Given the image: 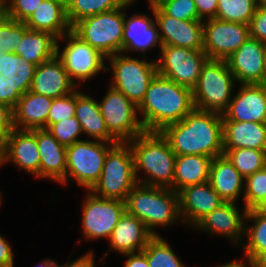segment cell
Returning <instances> with one entry per match:
<instances>
[{
  "label": "cell",
  "instance_id": "6da1fadb",
  "mask_svg": "<svg viewBox=\"0 0 266 267\" xmlns=\"http://www.w3.org/2000/svg\"><path fill=\"white\" fill-rule=\"evenodd\" d=\"M222 120V114L194 108L181 121L165 126L160 132L176 155L214 158L224 155Z\"/></svg>",
  "mask_w": 266,
  "mask_h": 267
},
{
  "label": "cell",
  "instance_id": "7a4b0ae2",
  "mask_svg": "<svg viewBox=\"0 0 266 267\" xmlns=\"http://www.w3.org/2000/svg\"><path fill=\"white\" fill-rule=\"evenodd\" d=\"M194 108L191 88L157 74L138 106V114L145 131H161L181 121Z\"/></svg>",
  "mask_w": 266,
  "mask_h": 267
},
{
  "label": "cell",
  "instance_id": "3957f363",
  "mask_svg": "<svg viewBox=\"0 0 266 267\" xmlns=\"http://www.w3.org/2000/svg\"><path fill=\"white\" fill-rule=\"evenodd\" d=\"M138 184L171 188L176 154L160 131H144L129 140ZM145 175L140 177L139 172ZM143 178V179H142Z\"/></svg>",
  "mask_w": 266,
  "mask_h": 267
},
{
  "label": "cell",
  "instance_id": "277c9868",
  "mask_svg": "<svg viewBox=\"0 0 266 267\" xmlns=\"http://www.w3.org/2000/svg\"><path fill=\"white\" fill-rule=\"evenodd\" d=\"M126 211L141 220L153 236H160L155 227L182 223L179 195L171 188L136 184L127 195Z\"/></svg>",
  "mask_w": 266,
  "mask_h": 267
},
{
  "label": "cell",
  "instance_id": "5b68a950",
  "mask_svg": "<svg viewBox=\"0 0 266 267\" xmlns=\"http://www.w3.org/2000/svg\"><path fill=\"white\" fill-rule=\"evenodd\" d=\"M236 79L226 60L207 59L196 85L192 88L194 107L223 114L233 98Z\"/></svg>",
  "mask_w": 266,
  "mask_h": 267
},
{
  "label": "cell",
  "instance_id": "8992f818",
  "mask_svg": "<svg viewBox=\"0 0 266 267\" xmlns=\"http://www.w3.org/2000/svg\"><path fill=\"white\" fill-rule=\"evenodd\" d=\"M136 184L130 144L117 142L108 150L100 178L90 191L97 197L125 202Z\"/></svg>",
  "mask_w": 266,
  "mask_h": 267
},
{
  "label": "cell",
  "instance_id": "52a82bcc",
  "mask_svg": "<svg viewBox=\"0 0 266 267\" xmlns=\"http://www.w3.org/2000/svg\"><path fill=\"white\" fill-rule=\"evenodd\" d=\"M145 59V55L141 60L124 53L107 57L110 68L107 66L106 71L113 75L110 86L122 92L137 107L143 101L150 82L158 74L156 59Z\"/></svg>",
  "mask_w": 266,
  "mask_h": 267
},
{
  "label": "cell",
  "instance_id": "ba28073f",
  "mask_svg": "<svg viewBox=\"0 0 266 267\" xmlns=\"http://www.w3.org/2000/svg\"><path fill=\"white\" fill-rule=\"evenodd\" d=\"M115 143L99 140H81L67 147L66 177L61 183L69 184L73 180L90 191L98 182L106 154Z\"/></svg>",
  "mask_w": 266,
  "mask_h": 267
},
{
  "label": "cell",
  "instance_id": "9c48e42d",
  "mask_svg": "<svg viewBox=\"0 0 266 267\" xmlns=\"http://www.w3.org/2000/svg\"><path fill=\"white\" fill-rule=\"evenodd\" d=\"M124 22L125 6L82 19L72 31L107 58L122 53Z\"/></svg>",
  "mask_w": 266,
  "mask_h": 267
},
{
  "label": "cell",
  "instance_id": "30bf717a",
  "mask_svg": "<svg viewBox=\"0 0 266 267\" xmlns=\"http://www.w3.org/2000/svg\"><path fill=\"white\" fill-rule=\"evenodd\" d=\"M61 41H67L62 51L59 49V42ZM56 55L62 61L71 81L77 87L81 82L83 83L96 77L102 70L104 72L107 70V65L105 64L107 58L83 41L72 30L58 39Z\"/></svg>",
  "mask_w": 266,
  "mask_h": 267
},
{
  "label": "cell",
  "instance_id": "8fae6325",
  "mask_svg": "<svg viewBox=\"0 0 266 267\" xmlns=\"http://www.w3.org/2000/svg\"><path fill=\"white\" fill-rule=\"evenodd\" d=\"M98 103L108 132L118 142H128L145 131L137 115L138 107L122 92L109 86Z\"/></svg>",
  "mask_w": 266,
  "mask_h": 267
},
{
  "label": "cell",
  "instance_id": "7c38bea8",
  "mask_svg": "<svg viewBox=\"0 0 266 267\" xmlns=\"http://www.w3.org/2000/svg\"><path fill=\"white\" fill-rule=\"evenodd\" d=\"M159 52L161 55L156 60L158 75L192 89L208 59L204 51L162 45Z\"/></svg>",
  "mask_w": 266,
  "mask_h": 267
},
{
  "label": "cell",
  "instance_id": "4fadbf2b",
  "mask_svg": "<svg viewBox=\"0 0 266 267\" xmlns=\"http://www.w3.org/2000/svg\"><path fill=\"white\" fill-rule=\"evenodd\" d=\"M82 208V235L84 239L95 240L106 238L109 240L113 229L126 211L125 202L116 199L97 197L91 191H86Z\"/></svg>",
  "mask_w": 266,
  "mask_h": 267
},
{
  "label": "cell",
  "instance_id": "5bb4252c",
  "mask_svg": "<svg viewBox=\"0 0 266 267\" xmlns=\"http://www.w3.org/2000/svg\"><path fill=\"white\" fill-rule=\"evenodd\" d=\"M250 37L247 24L217 18L203 21V51L208 59L226 60Z\"/></svg>",
  "mask_w": 266,
  "mask_h": 267
},
{
  "label": "cell",
  "instance_id": "9a60e30c",
  "mask_svg": "<svg viewBox=\"0 0 266 267\" xmlns=\"http://www.w3.org/2000/svg\"><path fill=\"white\" fill-rule=\"evenodd\" d=\"M238 203L225 202L219 208L204 216L195 226V230L204 233L227 237L232 245L238 246L245 238V220L248 210L243 207L239 210ZM243 237V238H242ZM240 241V243H239Z\"/></svg>",
  "mask_w": 266,
  "mask_h": 267
},
{
  "label": "cell",
  "instance_id": "2e32d148",
  "mask_svg": "<svg viewBox=\"0 0 266 267\" xmlns=\"http://www.w3.org/2000/svg\"><path fill=\"white\" fill-rule=\"evenodd\" d=\"M136 0H130L125 5V22L123 29L122 53L143 52L151 50L155 47H162L159 36V27L155 22V15L152 8H149L154 16L146 13H134L130 17L126 12Z\"/></svg>",
  "mask_w": 266,
  "mask_h": 267
},
{
  "label": "cell",
  "instance_id": "e0dca14e",
  "mask_svg": "<svg viewBox=\"0 0 266 267\" xmlns=\"http://www.w3.org/2000/svg\"><path fill=\"white\" fill-rule=\"evenodd\" d=\"M13 163L18 170L39 178L40 153L37 145V129H13L6 140V147L0 156V167Z\"/></svg>",
  "mask_w": 266,
  "mask_h": 267
},
{
  "label": "cell",
  "instance_id": "ac0fdd59",
  "mask_svg": "<svg viewBox=\"0 0 266 267\" xmlns=\"http://www.w3.org/2000/svg\"><path fill=\"white\" fill-rule=\"evenodd\" d=\"M162 45L203 50V21L180 20L166 15L159 7L153 8Z\"/></svg>",
  "mask_w": 266,
  "mask_h": 267
},
{
  "label": "cell",
  "instance_id": "d6986e66",
  "mask_svg": "<svg viewBox=\"0 0 266 267\" xmlns=\"http://www.w3.org/2000/svg\"><path fill=\"white\" fill-rule=\"evenodd\" d=\"M222 121L266 123V85L239 84Z\"/></svg>",
  "mask_w": 266,
  "mask_h": 267
},
{
  "label": "cell",
  "instance_id": "ffe728a7",
  "mask_svg": "<svg viewBox=\"0 0 266 267\" xmlns=\"http://www.w3.org/2000/svg\"><path fill=\"white\" fill-rule=\"evenodd\" d=\"M264 45L262 41L249 37L226 59L237 84H263Z\"/></svg>",
  "mask_w": 266,
  "mask_h": 267
},
{
  "label": "cell",
  "instance_id": "44dd1931",
  "mask_svg": "<svg viewBox=\"0 0 266 267\" xmlns=\"http://www.w3.org/2000/svg\"><path fill=\"white\" fill-rule=\"evenodd\" d=\"M178 195L182 223L190 227H194L204 216L225 203L209 181L184 187Z\"/></svg>",
  "mask_w": 266,
  "mask_h": 267
},
{
  "label": "cell",
  "instance_id": "7402d4cb",
  "mask_svg": "<svg viewBox=\"0 0 266 267\" xmlns=\"http://www.w3.org/2000/svg\"><path fill=\"white\" fill-rule=\"evenodd\" d=\"M76 89L57 55L36 67L30 87V91L52 99L71 94Z\"/></svg>",
  "mask_w": 266,
  "mask_h": 267
},
{
  "label": "cell",
  "instance_id": "603a6c76",
  "mask_svg": "<svg viewBox=\"0 0 266 267\" xmlns=\"http://www.w3.org/2000/svg\"><path fill=\"white\" fill-rule=\"evenodd\" d=\"M152 237L141 220L125 211L109 238L110 250L121 255L142 252Z\"/></svg>",
  "mask_w": 266,
  "mask_h": 267
},
{
  "label": "cell",
  "instance_id": "cb8c5ba5",
  "mask_svg": "<svg viewBox=\"0 0 266 267\" xmlns=\"http://www.w3.org/2000/svg\"><path fill=\"white\" fill-rule=\"evenodd\" d=\"M40 153L39 178L61 184L66 177L67 147L61 145L48 129H37Z\"/></svg>",
  "mask_w": 266,
  "mask_h": 267
},
{
  "label": "cell",
  "instance_id": "d4e9b609",
  "mask_svg": "<svg viewBox=\"0 0 266 267\" xmlns=\"http://www.w3.org/2000/svg\"><path fill=\"white\" fill-rule=\"evenodd\" d=\"M53 99L32 91L23 94L13 112V127L20 130L47 129Z\"/></svg>",
  "mask_w": 266,
  "mask_h": 267
},
{
  "label": "cell",
  "instance_id": "484cf974",
  "mask_svg": "<svg viewBox=\"0 0 266 267\" xmlns=\"http://www.w3.org/2000/svg\"><path fill=\"white\" fill-rule=\"evenodd\" d=\"M223 153L251 148L266 151V123L222 121Z\"/></svg>",
  "mask_w": 266,
  "mask_h": 267
},
{
  "label": "cell",
  "instance_id": "4316f807",
  "mask_svg": "<svg viewBox=\"0 0 266 267\" xmlns=\"http://www.w3.org/2000/svg\"><path fill=\"white\" fill-rule=\"evenodd\" d=\"M25 24L30 30L49 32L58 39L72 30L67 18L65 0H43Z\"/></svg>",
  "mask_w": 266,
  "mask_h": 267
},
{
  "label": "cell",
  "instance_id": "83f0119b",
  "mask_svg": "<svg viewBox=\"0 0 266 267\" xmlns=\"http://www.w3.org/2000/svg\"><path fill=\"white\" fill-rule=\"evenodd\" d=\"M75 116L81 124L83 134L89 137L87 139L118 142L107 130L98 101L77 89L75 90Z\"/></svg>",
  "mask_w": 266,
  "mask_h": 267
},
{
  "label": "cell",
  "instance_id": "f1b7e54d",
  "mask_svg": "<svg viewBox=\"0 0 266 267\" xmlns=\"http://www.w3.org/2000/svg\"><path fill=\"white\" fill-rule=\"evenodd\" d=\"M209 183L225 202L237 203L244 194L245 178L225 155L212 158Z\"/></svg>",
  "mask_w": 266,
  "mask_h": 267
},
{
  "label": "cell",
  "instance_id": "f546056e",
  "mask_svg": "<svg viewBox=\"0 0 266 267\" xmlns=\"http://www.w3.org/2000/svg\"><path fill=\"white\" fill-rule=\"evenodd\" d=\"M212 158L205 155H176L172 190L209 181Z\"/></svg>",
  "mask_w": 266,
  "mask_h": 267
},
{
  "label": "cell",
  "instance_id": "4dcf8cb0",
  "mask_svg": "<svg viewBox=\"0 0 266 267\" xmlns=\"http://www.w3.org/2000/svg\"><path fill=\"white\" fill-rule=\"evenodd\" d=\"M57 41L58 38L49 32L28 29L13 53L38 66L56 56Z\"/></svg>",
  "mask_w": 266,
  "mask_h": 267
},
{
  "label": "cell",
  "instance_id": "1f68e13d",
  "mask_svg": "<svg viewBox=\"0 0 266 267\" xmlns=\"http://www.w3.org/2000/svg\"><path fill=\"white\" fill-rule=\"evenodd\" d=\"M252 222V225L245 224V237L247 243H241L245 257L258 261L266 256V213L250 209L247 212L246 220Z\"/></svg>",
  "mask_w": 266,
  "mask_h": 267
},
{
  "label": "cell",
  "instance_id": "d6a6232c",
  "mask_svg": "<svg viewBox=\"0 0 266 267\" xmlns=\"http://www.w3.org/2000/svg\"><path fill=\"white\" fill-rule=\"evenodd\" d=\"M36 67L13 52L0 54V74L9 78L21 95L30 90Z\"/></svg>",
  "mask_w": 266,
  "mask_h": 267
},
{
  "label": "cell",
  "instance_id": "836d02e7",
  "mask_svg": "<svg viewBox=\"0 0 266 267\" xmlns=\"http://www.w3.org/2000/svg\"><path fill=\"white\" fill-rule=\"evenodd\" d=\"M66 13L73 27L78 21L125 6L130 0H65Z\"/></svg>",
  "mask_w": 266,
  "mask_h": 267
},
{
  "label": "cell",
  "instance_id": "e575fe53",
  "mask_svg": "<svg viewBox=\"0 0 266 267\" xmlns=\"http://www.w3.org/2000/svg\"><path fill=\"white\" fill-rule=\"evenodd\" d=\"M244 177L266 167V151L251 148L230 149L224 154Z\"/></svg>",
  "mask_w": 266,
  "mask_h": 267
},
{
  "label": "cell",
  "instance_id": "d590c367",
  "mask_svg": "<svg viewBox=\"0 0 266 267\" xmlns=\"http://www.w3.org/2000/svg\"><path fill=\"white\" fill-rule=\"evenodd\" d=\"M257 8V0H218L216 18L249 25Z\"/></svg>",
  "mask_w": 266,
  "mask_h": 267
},
{
  "label": "cell",
  "instance_id": "8d00e7d4",
  "mask_svg": "<svg viewBox=\"0 0 266 267\" xmlns=\"http://www.w3.org/2000/svg\"><path fill=\"white\" fill-rule=\"evenodd\" d=\"M171 248L160 235L153 236L142 252L147 257L149 267H186Z\"/></svg>",
  "mask_w": 266,
  "mask_h": 267
},
{
  "label": "cell",
  "instance_id": "74e56055",
  "mask_svg": "<svg viewBox=\"0 0 266 267\" xmlns=\"http://www.w3.org/2000/svg\"><path fill=\"white\" fill-rule=\"evenodd\" d=\"M27 30L25 22L9 18L0 10V52H14Z\"/></svg>",
  "mask_w": 266,
  "mask_h": 267
},
{
  "label": "cell",
  "instance_id": "f35d334b",
  "mask_svg": "<svg viewBox=\"0 0 266 267\" xmlns=\"http://www.w3.org/2000/svg\"><path fill=\"white\" fill-rule=\"evenodd\" d=\"M244 207L257 208L266 198V167L245 178L243 191Z\"/></svg>",
  "mask_w": 266,
  "mask_h": 267
},
{
  "label": "cell",
  "instance_id": "ab89813d",
  "mask_svg": "<svg viewBox=\"0 0 266 267\" xmlns=\"http://www.w3.org/2000/svg\"><path fill=\"white\" fill-rule=\"evenodd\" d=\"M48 130L65 147L81 141L79 137L83 135L81 124L76 116L53 123Z\"/></svg>",
  "mask_w": 266,
  "mask_h": 267
},
{
  "label": "cell",
  "instance_id": "60d3db41",
  "mask_svg": "<svg viewBox=\"0 0 266 267\" xmlns=\"http://www.w3.org/2000/svg\"><path fill=\"white\" fill-rule=\"evenodd\" d=\"M43 0H0V10L9 18L25 22Z\"/></svg>",
  "mask_w": 266,
  "mask_h": 267
},
{
  "label": "cell",
  "instance_id": "b9f144b4",
  "mask_svg": "<svg viewBox=\"0 0 266 267\" xmlns=\"http://www.w3.org/2000/svg\"><path fill=\"white\" fill-rule=\"evenodd\" d=\"M159 8L168 16L180 20H201L194 0H167Z\"/></svg>",
  "mask_w": 266,
  "mask_h": 267
},
{
  "label": "cell",
  "instance_id": "7bdbcfd3",
  "mask_svg": "<svg viewBox=\"0 0 266 267\" xmlns=\"http://www.w3.org/2000/svg\"><path fill=\"white\" fill-rule=\"evenodd\" d=\"M75 116V91L63 97L54 98L47 118V129L59 121Z\"/></svg>",
  "mask_w": 266,
  "mask_h": 267
},
{
  "label": "cell",
  "instance_id": "ee69618b",
  "mask_svg": "<svg viewBox=\"0 0 266 267\" xmlns=\"http://www.w3.org/2000/svg\"><path fill=\"white\" fill-rule=\"evenodd\" d=\"M14 129L12 109L0 103V156L6 147L7 135Z\"/></svg>",
  "mask_w": 266,
  "mask_h": 267
},
{
  "label": "cell",
  "instance_id": "f6af8a7d",
  "mask_svg": "<svg viewBox=\"0 0 266 267\" xmlns=\"http://www.w3.org/2000/svg\"><path fill=\"white\" fill-rule=\"evenodd\" d=\"M250 27V37L266 43V8L257 7L253 15Z\"/></svg>",
  "mask_w": 266,
  "mask_h": 267
},
{
  "label": "cell",
  "instance_id": "bcb514c9",
  "mask_svg": "<svg viewBox=\"0 0 266 267\" xmlns=\"http://www.w3.org/2000/svg\"><path fill=\"white\" fill-rule=\"evenodd\" d=\"M21 96L9 78L0 74V103L6 104L13 109Z\"/></svg>",
  "mask_w": 266,
  "mask_h": 267
},
{
  "label": "cell",
  "instance_id": "7dc6e473",
  "mask_svg": "<svg viewBox=\"0 0 266 267\" xmlns=\"http://www.w3.org/2000/svg\"><path fill=\"white\" fill-rule=\"evenodd\" d=\"M194 2L202 21L216 18L218 0H194Z\"/></svg>",
  "mask_w": 266,
  "mask_h": 267
},
{
  "label": "cell",
  "instance_id": "c3c4849f",
  "mask_svg": "<svg viewBox=\"0 0 266 267\" xmlns=\"http://www.w3.org/2000/svg\"><path fill=\"white\" fill-rule=\"evenodd\" d=\"M8 241L0 234V267H14V254Z\"/></svg>",
  "mask_w": 266,
  "mask_h": 267
},
{
  "label": "cell",
  "instance_id": "681fc988",
  "mask_svg": "<svg viewBox=\"0 0 266 267\" xmlns=\"http://www.w3.org/2000/svg\"><path fill=\"white\" fill-rule=\"evenodd\" d=\"M94 251H90L87 252L84 255H81L80 257H78L77 259L71 261L70 262H66L64 265V267H97L95 266V257H94Z\"/></svg>",
  "mask_w": 266,
  "mask_h": 267
},
{
  "label": "cell",
  "instance_id": "f907efd6",
  "mask_svg": "<svg viewBox=\"0 0 266 267\" xmlns=\"http://www.w3.org/2000/svg\"><path fill=\"white\" fill-rule=\"evenodd\" d=\"M128 258L124 267H149L146 255L143 252L124 254Z\"/></svg>",
  "mask_w": 266,
  "mask_h": 267
},
{
  "label": "cell",
  "instance_id": "816d5d0a",
  "mask_svg": "<svg viewBox=\"0 0 266 267\" xmlns=\"http://www.w3.org/2000/svg\"><path fill=\"white\" fill-rule=\"evenodd\" d=\"M217 267H258L257 261L250 260L246 258V263L242 258H240L238 261H230L226 264H222L221 266Z\"/></svg>",
  "mask_w": 266,
  "mask_h": 267
},
{
  "label": "cell",
  "instance_id": "f5cc1de1",
  "mask_svg": "<svg viewBox=\"0 0 266 267\" xmlns=\"http://www.w3.org/2000/svg\"><path fill=\"white\" fill-rule=\"evenodd\" d=\"M39 267H64V265H59L55 260L52 259H47V260H42L39 264H37Z\"/></svg>",
  "mask_w": 266,
  "mask_h": 267
},
{
  "label": "cell",
  "instance_id": "db71d44e",
  "mask_svg": "<svg viewBox=\"0 0 266 267\" xmlns=\"http://www.w3.org/2000/svg\"><path fill=\"white\" fill-rule=\"evenodd\" d=\"M167 0H148L149 8H157Z\"/></svg>",
  "mask_w": 266,
  "mask_h": 267
},
{
  "label": "cell",
  "instance_id": "11a10c76",
  "mask_svg": "<svg viewBox=\"0 0 266 267\" xmlns=\"http://www.w3.org/2000/svg\"><path fill=\"white\" fill-rule=\"evenodd\" d=\"M263 84L266 85V43L264 45V76H263Z\"/></svg>",
  "mask_w": 266,
  "mask_h": 267
},
{
  "label": "cell",
  "instance_id": "9f6ffc18",
  "mask_svg": "<svg viewBox=\"0 0 266 267\" xmlns=\"http://www.w3.org/2000/svg\"><path fill=\"white\" fill-rule=\"evenodd\" d=\"M256 209L266 213V198Z\"/></svg>",
  "mask_w": 266,
  "mask_h": 267
},
{
  "label": "cell",
  "instance_id": "6f0895ef",
  "mask_svg": "<svg viewBox=\"0 0 266 267\" xmlns=\"http://www.w3.org/2000/svg\"><path fill=\"white\" fill-rule=\"evenodd\" d=\"M258 267H266V256L257 261Z\"/></svg>",
  "mask_w": 266,
  "mask_h": 267
},
{
  "label": "cell",
  "instance_id": "680465c9",
  "mask_svg": "<svg viewBox=\"0 0 266 267\" xmlns=\"http://www.w3.org/2000/svg\"><path fill=\"white\" fill-rule=\"evenodd\" d=\"M257 7L266 8V0H257Z\"/></svg>",
  "mask_w": 266,
  "mask_h": 267
},
{
  "label": "cell",
  "instance_id": "91938a15",
  "mask_svg": "<svg viewBox=\"0 0 266 267\" xmlns=\"http://www.w3.org/2000/svg\"><path fill=\"white\" fill-rule=\"evenodd\" d=\"M2 204V197H1V191H0V206Z\"/></svg>",
  "mask_w": 266,
  "mask_h": 267
}]
</instances>
